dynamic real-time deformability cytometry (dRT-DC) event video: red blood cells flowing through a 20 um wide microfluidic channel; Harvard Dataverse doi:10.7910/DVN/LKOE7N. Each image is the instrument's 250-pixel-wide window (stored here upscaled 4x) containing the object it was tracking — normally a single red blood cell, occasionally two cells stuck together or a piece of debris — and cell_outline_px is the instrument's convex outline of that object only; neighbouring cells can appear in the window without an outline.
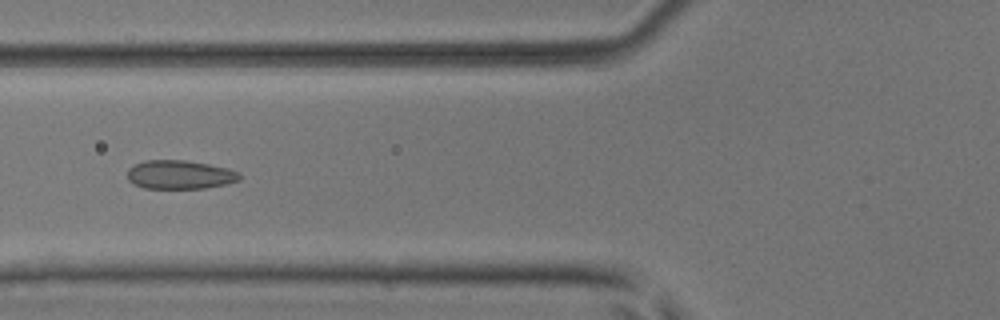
{"species": "common noctule bat (a hibernating species)", "species_latin": "Nyctalus noctula", "temperature_condition": "room temperature", "stored_images_in_passage": 5, "camera_frame_rate_fps": 3000, "um_per_image_px": 0.085, "animal": {"sex": "male", "body_mass_g": 17.9, "forearm_length_mm": 54.2}, "frame": {"image": 1, "passage_image": 4, "time_ms": 1.0, "image_size_px": [1000, 320], "cell_outline_px": [[240, 180], [224, 184], [204, 188], [144, 188], [132, 184], [128, 180], [128, 168], [132, 164], [144, 160], [184, 160], [208, 164], [228, 168], [240, 172]], "centroid_in_image_um": [15.25, 14.84], "position_along_channel_um": 110.6, "area_um2": 18.9}}
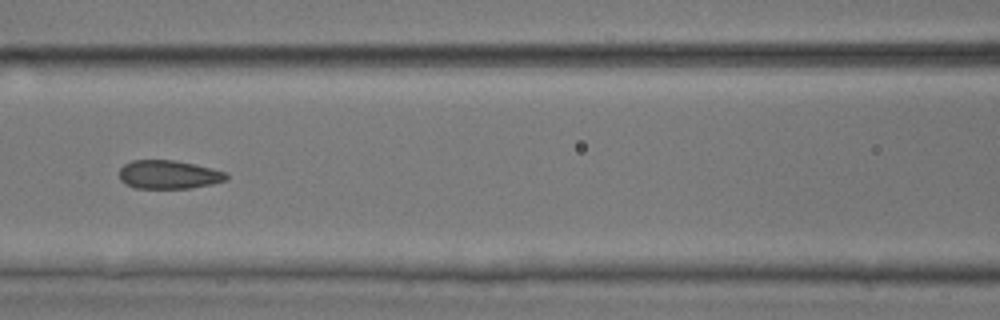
{"frame": {"image": 2, "passage_image": 5, "time_ms": 1.333, "image_size_px": [1000, 320], "cell_outline_px": [[228, 180], [212, 184], [192, 188], [136, 188], [124, 184], [120, 180], [120, 168], [124, 164], [132, 160], [176, 160], [196, 164], [228, 172]], "centroid_in_image_um": [14.37, 14.84], "position_along_channel_um": 152.2, "area_um2": 18.09}}